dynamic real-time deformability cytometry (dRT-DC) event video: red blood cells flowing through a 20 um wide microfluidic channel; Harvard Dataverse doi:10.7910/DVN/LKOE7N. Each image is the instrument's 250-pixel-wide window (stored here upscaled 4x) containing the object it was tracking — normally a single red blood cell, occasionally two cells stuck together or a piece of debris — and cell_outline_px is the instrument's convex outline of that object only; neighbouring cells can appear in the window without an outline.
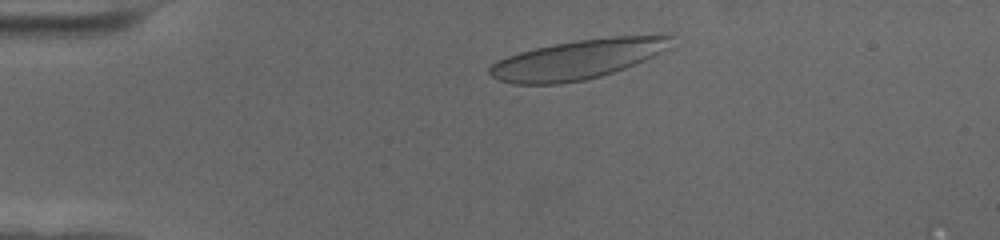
{"species": "human", "species_latin": "Homo sapiens", "temperature_condition": "cold", "stored_images_in_passage": 50, "camera_frame_rate_fps": 3000, "um_per_image_px": 0.085, "donor": {"sex": "female"}, "frame": {"image": 1, "passage_image": 5, "time_ms": 1.333, "image_size_px": [1000, 240], "cell_outline_px": [[676, 32], [668, 48], [644, 60], [624, 68], [600, 76], [584, 80], [560, 84], [512, 84], [500, 80], [492, 76], [488, 72], [488, 68], [496, 60], [520, 52], [536, 48], [576, 40], [612, 36], [668, 32]], "centroid_in_image_um": [49.19, 5.01], "position_along_channel_um": 35.8, "area_um2": 42.14}}
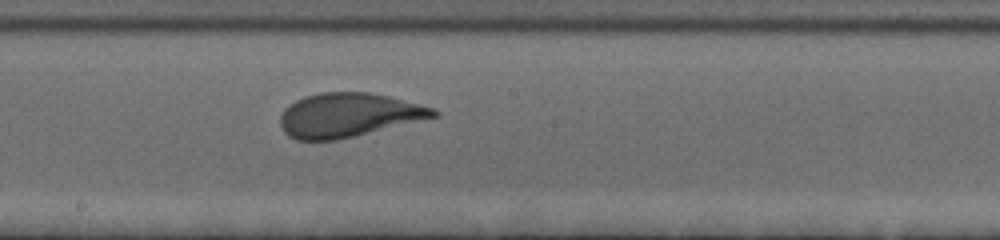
{"frame": {"image": 2, "passage_image": 25, "time_ms": 8.0, "image_size_px": [1000, 240], "cell_outline_px": [[440, 112], [436, 116], [336, 140], [296, 140], [288, 136], [284, 132], [280, 124], [280, 116], [284, 108], [296, 100], [304, 96], [320, 92], [368, 92], [388, 96], [436, 108]], "centroid_in_image_um": [29.57, 9.77], "position_along_channel_um": 218.6, "area_um2": 38.96}}
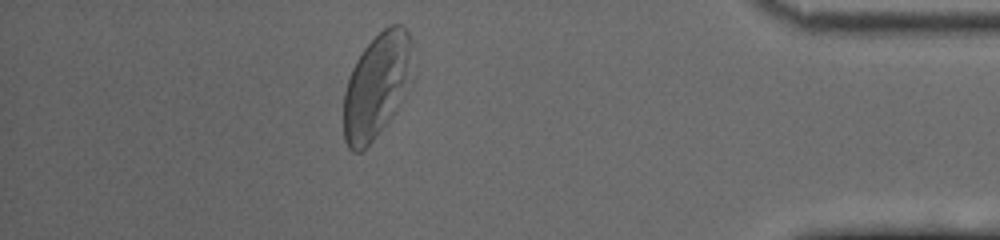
{"frame": {"image": 3, "passage_image": 44, "time_ms": 14.333, "image_size_px": [1000, 240], "cell_outline_px": [[416, 80], [392, 116], [372, 140], [360, 152], [352, 152], [348, 148], [344, 140], [344, 92], [352, 68], [356, 60], [364, 48], [388, 24], [404, 24], [412, 40]], "centroid_in_image_um": [32.11, 7.24], "position_along_channel_um": 403.1, "area_um2": 43.23}, "authors_computed_cell_mechanics": {"area_um2": 39.593, "velocity_mm_per_s": 3.4822, "shape_relaxation_time_tau1_ms": 3.7721, "shape_relaxation_time_tau2_ms": null, "deformation_change_tau1": 0.1699, "deformation_change_tau2": null}}